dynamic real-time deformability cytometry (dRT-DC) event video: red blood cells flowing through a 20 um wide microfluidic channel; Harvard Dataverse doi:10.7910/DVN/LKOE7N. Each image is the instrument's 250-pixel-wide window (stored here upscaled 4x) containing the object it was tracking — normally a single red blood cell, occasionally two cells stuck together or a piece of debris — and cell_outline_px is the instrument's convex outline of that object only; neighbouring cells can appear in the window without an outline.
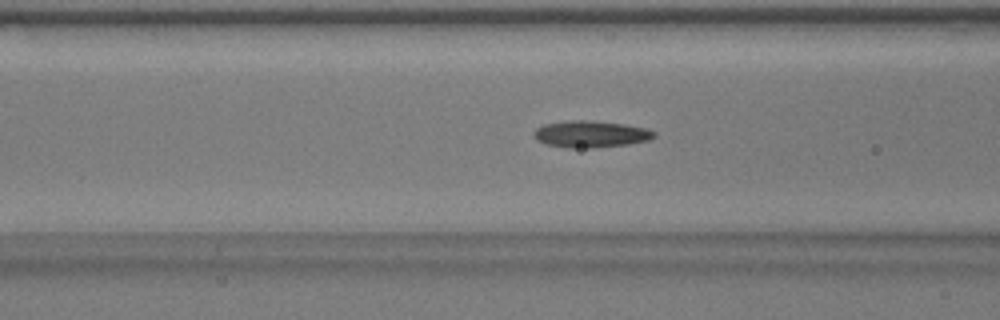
{"species": "common noctule bat (a hibernating species)", "species_latin": "Nyctalus noctula", "temperature_condition": "warm", "stored_images_in_passage": 45, "camera_frame_rate_fps": 3000, "um_per_image_px": 0.085, "animal": {"sex": "male", "body_mass_g": 17.9}, "frame": {"image": 1, "passage_image": 20, "time_ms": 6.333, "image_size_px": [1000, 320], "cell_outline_px": [[656, 136], [648, 140], [628, 144], [592, 148], [568, 148], [548, 144], [536, 140], [532, 136], [532, 132], [536, 128], [544, 124], [568, 120], [588, 120], [624, 124], [644, 128], [656, 132]], "centroid_in_image_um": [50.17, 11.4], "position_along_channel_um": 116.4, "area_um2": 18.79}}
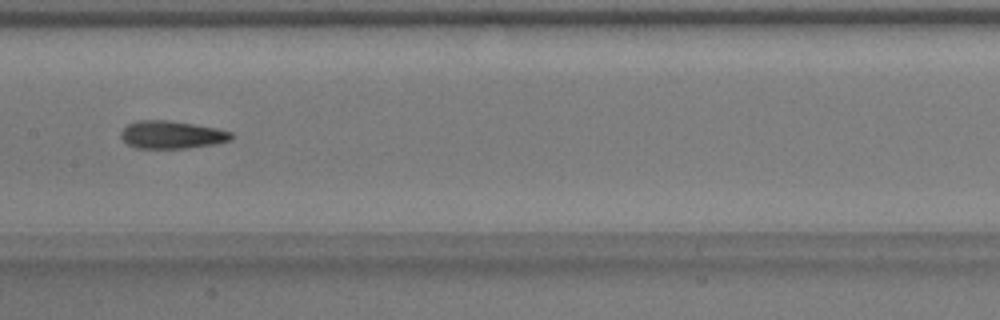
{"frame": {"image": 2, "passage_image": 26, "time_ms": 8.333, "image_size_px": [1000, 320], "cell_outline_px": [[232, 140], [212, 144], [188, 148], [136, 148], [128, 144], [120, 136], [120, 132], [128, 124], [136, 120], [168, 120], [216, 128], [232, 132]], "centroid_in_image_um": [14.57, 11.45], "position_along_channel_um": 192.8, "area_um2": 17.74}}
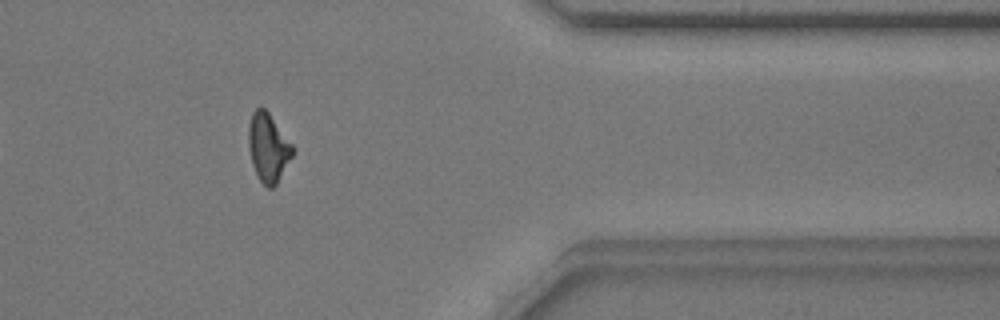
{"frame": {"image": 3, "passage_image": 43, "time_ms": 14.0, "image_size_px": [1000, 320], "cell_outline_px": [[292, 156], [276, 184], [272, 188], [268, 188], [256, 176], [252, 164], [248, 148], [248, 124], [252, 112], [260, 104], [268, 112], [292, 144]], "centroid_in_image_um": [22.75, 12.52], "position_along_channel_um": 388.6, "area_um2": 17.57}, "authors_computed_cell_mechanics": {"area_um2": 17.629, "velocity_mm_per_s": 3.8131, "shape_relaxation_time_tau1_ms": 5.751, "shape_relaxation_time_tau2_ms": 1.7306, "deformation_change_tau1": 0.183, "deformation_change_tau2": 0.0843}}